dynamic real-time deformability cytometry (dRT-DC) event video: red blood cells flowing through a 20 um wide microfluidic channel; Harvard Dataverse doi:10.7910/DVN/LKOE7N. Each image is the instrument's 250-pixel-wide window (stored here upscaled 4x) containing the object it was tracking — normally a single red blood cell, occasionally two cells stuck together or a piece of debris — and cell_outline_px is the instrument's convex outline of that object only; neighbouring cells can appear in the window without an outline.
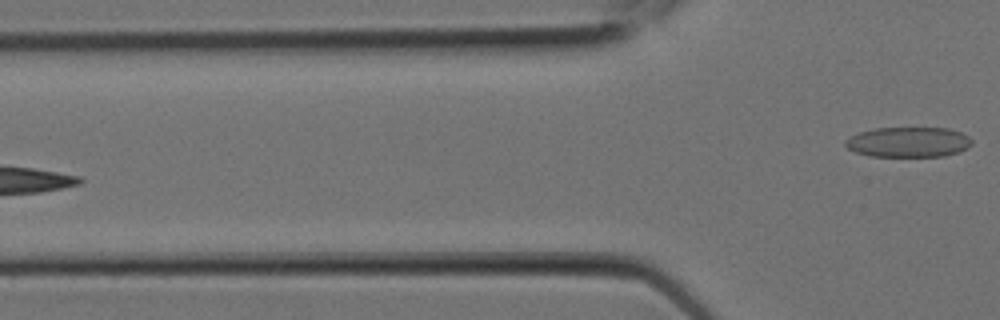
{"species": "Egyptian fruit bat (a non-hibernating species)", "species_latin": "Rousettus aegyptiacus", "temperature_condition": "room temperature", "stored_images_in_passage": 8, "segment_of_instrument_passage": [2, 2], "camera_frame_rate_fps": 3000, "um_per_image_px": 0.085, "animal": {"sex": "female"}, "frame": {"image": 1, "passage_image": 8, "time_ms": 2.333, "image_size_px": [1000, 320], "cell_outline_px": [[972, 144], [968, 148], [960, 152], [944, 156], [872, 156], [856, 152], [848, 148], [844, 144], [844, 140], [860, 132], [876, 128], [948, 128], [960, 132], [968, 136], [972, 140]], "centroid_in_image_um": [77.25, 12.08], "position_along_channel_um": 48.6, "area_um2": 22.2}}